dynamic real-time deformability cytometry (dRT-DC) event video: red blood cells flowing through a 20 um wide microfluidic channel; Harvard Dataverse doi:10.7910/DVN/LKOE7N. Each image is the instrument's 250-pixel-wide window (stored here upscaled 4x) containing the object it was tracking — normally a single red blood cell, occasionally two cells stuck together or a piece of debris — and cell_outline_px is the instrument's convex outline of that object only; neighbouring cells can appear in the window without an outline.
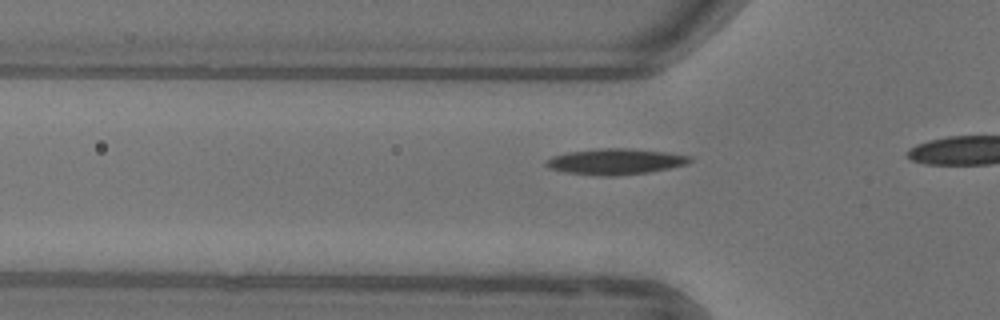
{"species": "common noctule bat (a hibernating species)", "species_latin": "Nyctalus noctula", "temperature_condition": "warm", "stored_images_in_passage": 11, "camera_frame_rate_fps": 3000, "um_per_image_px": 0.085, "animal": {"sex": "female"}, "frame": {"image": 1, "passage_image": 8, "time_ms": 2.333, "image_size_px": [1000, 320], "cell_outline_px": [[692, 160], [688, 164], [648, 172], [616, 176], [604, 176], [564, 172], [548, 168], [544, 164], [544, 160], [552, 156], [568, 152], [604, 148], [628, 148], [664, 152], [692, 156]], "centroid_in_image_um": [52.28, 13.73], "position_along_channel_um": 73.5, "area_um2": 21.68}}